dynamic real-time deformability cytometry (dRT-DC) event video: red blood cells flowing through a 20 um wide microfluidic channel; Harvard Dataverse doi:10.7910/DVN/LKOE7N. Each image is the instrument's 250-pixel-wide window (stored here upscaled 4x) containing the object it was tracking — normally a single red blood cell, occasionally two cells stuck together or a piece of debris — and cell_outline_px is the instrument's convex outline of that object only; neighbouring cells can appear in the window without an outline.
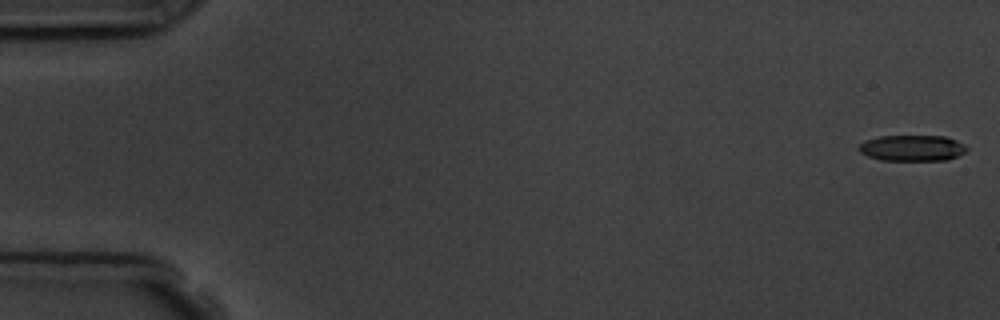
{"species": "common noctule bat (a hibernating species)", "species_latin": "Nyctalus noctula", "temperature_condition": "room temperature", "stored_images_in_passage": 7, "camera_frame_rate_fps": 3000, "um_per_image_px": 0.085, "animal": {"sex": "male", "body_mass_g": 19.5, "forearm_length_mm": 54.6}, "frame": {"image": 1, "passage_image": 1, "time_ms": 0.0, "image_size_px": [1000, 320], "cell_outline_px": [[968, 148], [964, 152], [948, 160], [880, 160], [868, 156], [860, 152], [856, 148], [864, 140], [880, 136], [944, 136], [956, 140], [964, 144]], "centroid_in_image_um": [77.5, 12.58], "position_along_channel_um": 7.5, "area_um2": 16.36}}
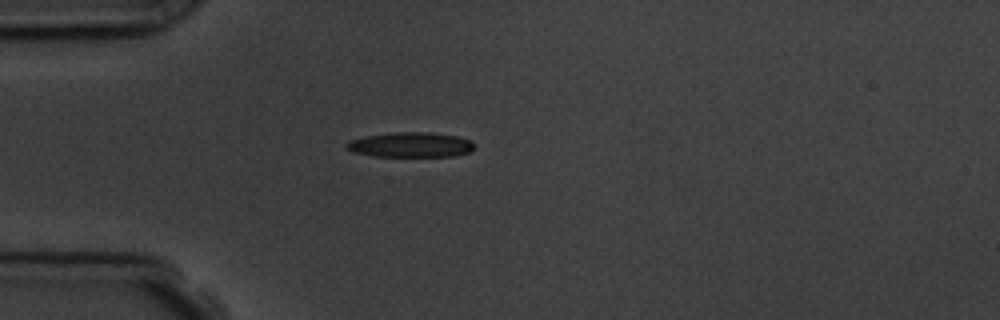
{"frame": {"image": 2, "passage_image": 5, "time_ms": 4.667, "image_size_px": [1000, 320], "cell_outline_px": [[476, 144], [468, 152], [452, 156], [372, 156], [352, 152], [344, 148], [344, 144], [348, 140], [364, 136], [392, 132], [428, 132], [456, 136], [472, 140]], "centroid_in_image_um": [34.83, 12.3], "position_along_channel_um": 50.2, "area_um2": 18.79}}